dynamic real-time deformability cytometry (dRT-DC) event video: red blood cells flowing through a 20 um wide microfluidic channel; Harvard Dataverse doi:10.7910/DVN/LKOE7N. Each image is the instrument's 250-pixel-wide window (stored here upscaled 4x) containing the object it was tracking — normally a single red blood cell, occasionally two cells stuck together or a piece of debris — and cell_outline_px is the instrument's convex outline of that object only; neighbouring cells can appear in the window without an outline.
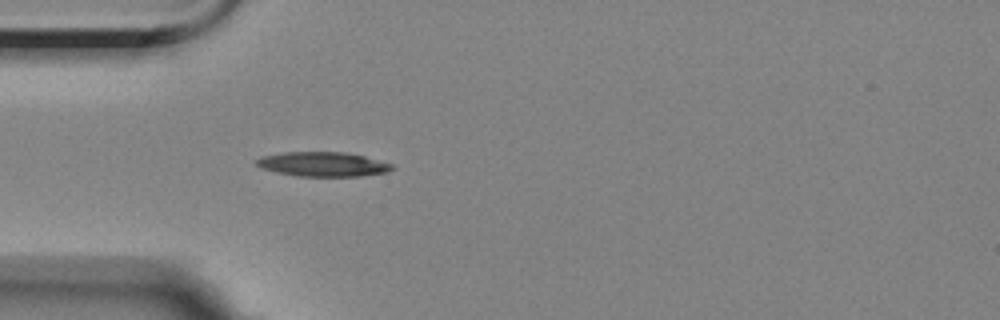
{"species": "Egyptian fruit bat (a non-hibernating species)", "species_latin": "Rousettus aegyptiacus", "temperature_condition": "room temperature", "stored_images_in_passage": 1, "camera_frame_rate_fps": 3000, "um_per_image_px": 0.085, "animal": {"sex": "female"}, "frame": {"image": 1, "passage_image": 1, "time_ms": 0.0, "image_size_px": [1000, 320], "cell_outline_px": [[396, 168], [388, 172], [360, 176], [296, 176], [276, 172], [260, 168], [256, 164], [256, 160], [264, 156], [284, 152], [344, 152], [364, 156], [392, 164]], "centroid_in_image_um": [27.46, 13.96], "position_along_channel_um": 57.5, "area_um2": 19.31}}